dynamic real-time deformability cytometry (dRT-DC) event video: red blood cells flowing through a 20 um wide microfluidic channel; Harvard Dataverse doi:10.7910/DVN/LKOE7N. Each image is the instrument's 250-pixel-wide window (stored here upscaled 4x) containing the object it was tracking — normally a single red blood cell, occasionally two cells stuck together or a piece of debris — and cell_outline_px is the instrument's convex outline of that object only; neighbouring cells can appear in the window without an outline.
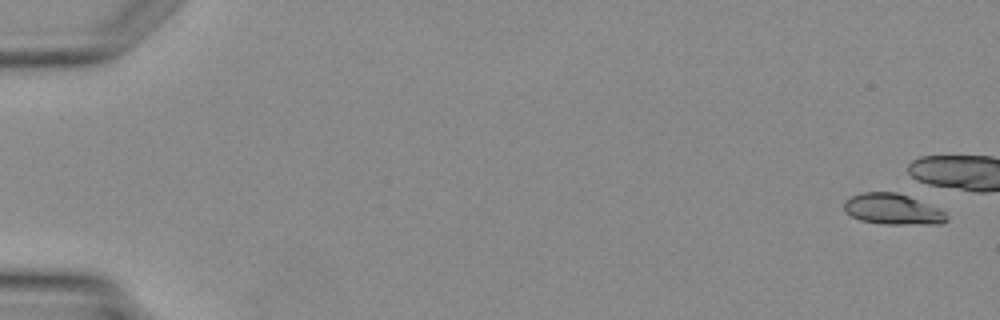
{"species": "Egyptian fruit bat (a non-hibernating species)", "species_latin": "Rousettus aegyptiacus", "temperature_condition": "warm", "stored_images_in_passage": 6, "camera_frame_rate_fps": 3000, "um_per_image_px": 0.085, "animal": {"sex": "female"}, "frame": {"image": 1, "passage_image": 1, "time_ms": 0.0, "image_size_px": [1000, 320], "cell_outline_px": [[948, 220], [940, 224], [884, 224], [860, 220], [844, 212], [844, 204], [852, 196], [860, 192], [896, 192], [908, 196], [940, 208], [948, 216]], "centroid_in_image_um": [75.9, 17.79], "position_along_channel_um": 9.1, "area_um2": 18.44}}